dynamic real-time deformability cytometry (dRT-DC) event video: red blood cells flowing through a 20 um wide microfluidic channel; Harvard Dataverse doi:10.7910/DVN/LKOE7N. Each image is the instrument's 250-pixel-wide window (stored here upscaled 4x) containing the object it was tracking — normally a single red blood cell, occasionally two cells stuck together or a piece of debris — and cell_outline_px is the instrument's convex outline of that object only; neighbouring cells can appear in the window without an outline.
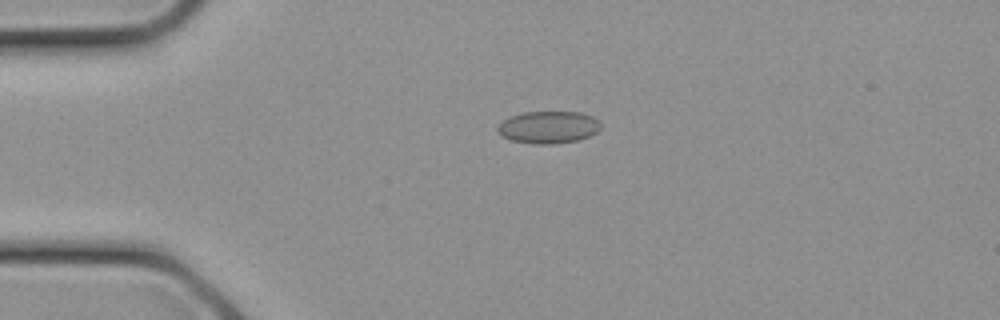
{"species": "common noctule bat (a hibernating species)", "species_latin": "Nyctalus noctula", "temperature_condition": "cold", "stored_images_in_passage": 28, "camera_frame_rate_fps": 3000, "um_per_image_px": 0.085, "animal": {"sex": "female", "body_mass_g": 21.9}, "frame": {"image": 1, "passage_image": 7, "time_ms": 2.0, "image_size_px": [1000, 320], "cell_outline_px": [[600, 128], [596, 132], [588, 136], [576, 140], [552, 144], [532, 144], [512, 140], [496, 132], [496, 128], [504, 120], [512, 116], [524, 112], [580, 112], [592, 116], [600, 120]], "centroid_in_image_um": [46.62, 10.81], "position_along_channel_um": 38.4, "area_um2": 19.25}}
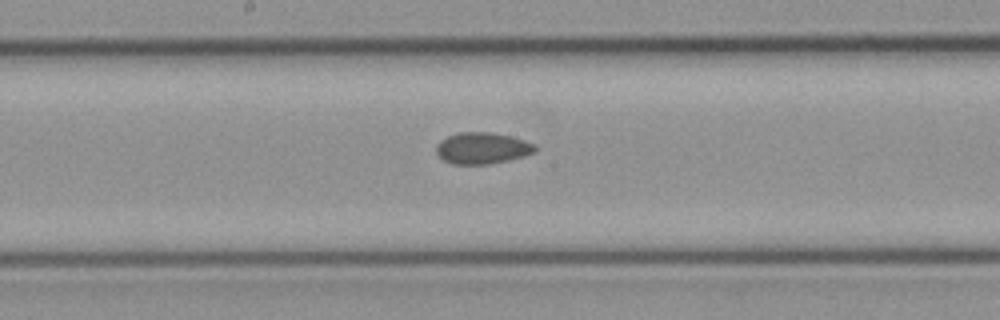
{"frame": {"image": 2, "passage_image": 15, "time_ms": 4.667, "image_size_px": [1000, 320], "cell_outline_px": [[536, 152], [524, 156], [508, 160], [488, 164], [452, 164], [444, 160], [436, 152], [436, 144], [440, 140], [448, 136], [460, 132], [488, 132], [508, 136], [524, 140], [536, 144]], "centroid_in_image_um": [40.99, 12.59], "position_along_channel_um": 207.2, "area_um2": 18.03}}
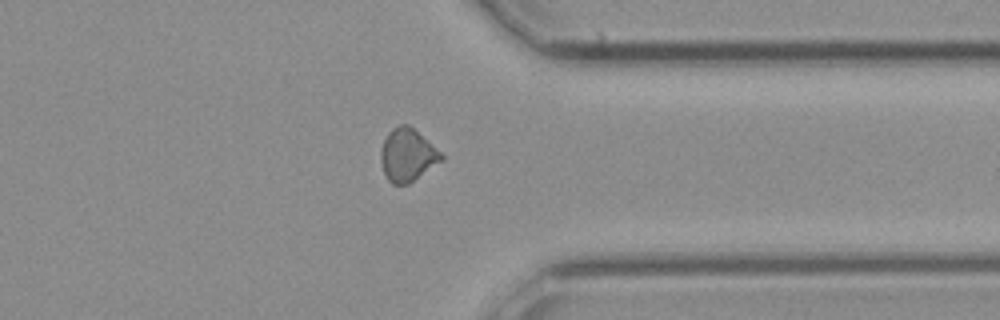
{"frame": {"image": 3, "passage_image": 22, "time_ms": 7.0, "image_size_px": [1000, 320], "cell_outline_px": [[444, 160], [408, 184], [392, 184], [388, 180], [384, 172], [380, 160], [380, 148], [388, 132], [392, 128], [400, 124], [408, 124], [440, 152], [444, 156]], "centroid_in_image_um": [34.61, 13.18], "position_along_channel_um": 376.8, "area_um2": 18.5}}